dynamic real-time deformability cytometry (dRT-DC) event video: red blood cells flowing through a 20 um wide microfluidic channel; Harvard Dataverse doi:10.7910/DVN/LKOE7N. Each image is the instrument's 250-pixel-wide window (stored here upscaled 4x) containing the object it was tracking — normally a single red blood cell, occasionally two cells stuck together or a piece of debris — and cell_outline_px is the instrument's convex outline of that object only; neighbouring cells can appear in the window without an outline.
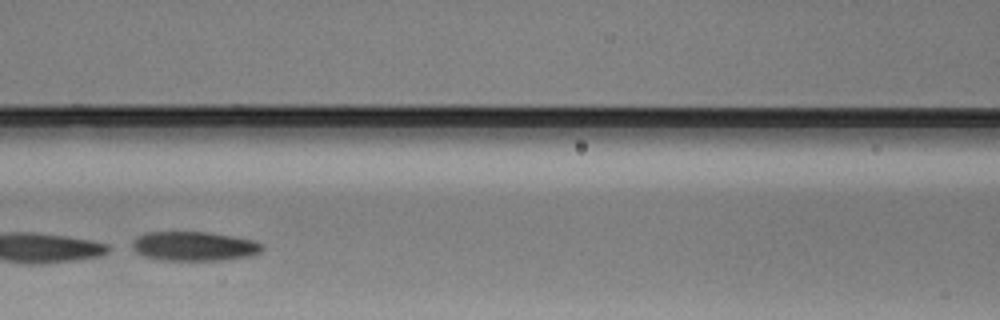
{"species": "Egyptian fruit bat (a non-hibernating species)", "species_latin": "Rousettus aegyptiacus", "temperature_condition": "warm", "stored_images_in_passage": 30, "camera_frame_rate_fps": 3000, "um_per_image_px": 0.085, "animal": {"sex": "male"}, "frame": {"image": 1, "passage_image": 13, "time_ms": 4.0, "image_size_px": [1000, 320], "cell_outline_px": [[264, 248], [260, 252], [248, 256], [220, 260], [160, 260], [144, 256], [128, 248], [132, 240], [136, 236], [144, 232], [208, 232], [252, 240], [260, 244]], "centroid_in_image_um": [16.38, 20.92], "position_along_channel_um": 150.2, "area_um2": 22.25}}